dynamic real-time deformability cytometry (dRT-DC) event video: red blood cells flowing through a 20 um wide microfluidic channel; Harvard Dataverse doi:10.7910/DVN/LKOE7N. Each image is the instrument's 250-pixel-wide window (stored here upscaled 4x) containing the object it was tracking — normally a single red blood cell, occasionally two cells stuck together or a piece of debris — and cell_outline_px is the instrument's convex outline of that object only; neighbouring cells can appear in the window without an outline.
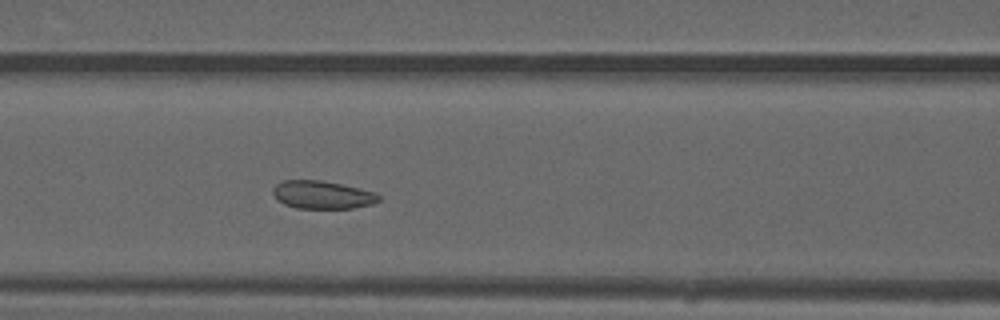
{"species": "common noctule bat (a hibernating species)", "species_latin": "Nyctalus noctula", "temperature_condition": "warm", "stored_images_in_passage": 37, "camera_frame_rate_fps": 3000, "um_per_image_px": 0.085, "animal": {"sex": "male", "forearm_length_mm": 52.5}, "frame": {"image": 1, "passage_image": 9, "time_ms": 2.667, "image_size_px": [1000, 320], "cell_outline_px": [[380, 200], [372, 204], [352, 208], [296, 208], [284, 204], [276, 200], [272, 192], [272, 188], [276, 184], [284, 180], [320, 180], [360, 188], [376, 192], [380, 196]], "centroid_in_image_um": [27.38, 16.56], "position_along_channel_um": 139.2, "area_um2": 17.34}}
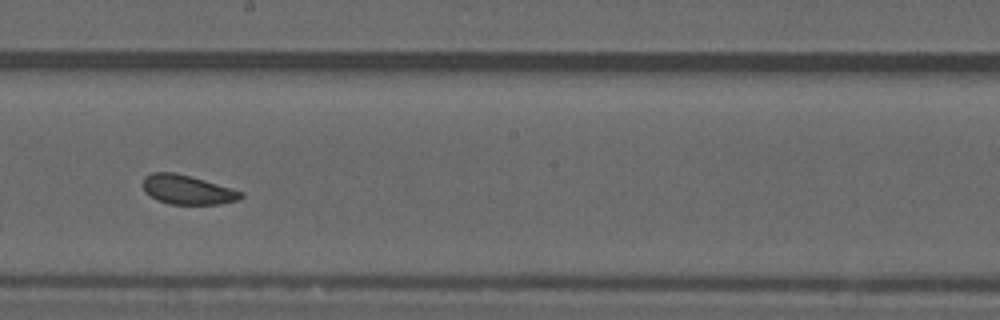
{"frame": {"image": 2, "passage_image": 16, "time_ms": 5.0, "image_size_px": [1000, 320], "cell_outline_px": [[244, 196], [236, 200], [216, 204], [168, 204], [156, 200], [144, 192], [144, 176], [152, 172], [176, 172], [232, 188], [244, 192]], "centroid_in_image_um": [15.9, 16.12], "position_along_channel_um": 232.3, "area_um2": 16.7}}
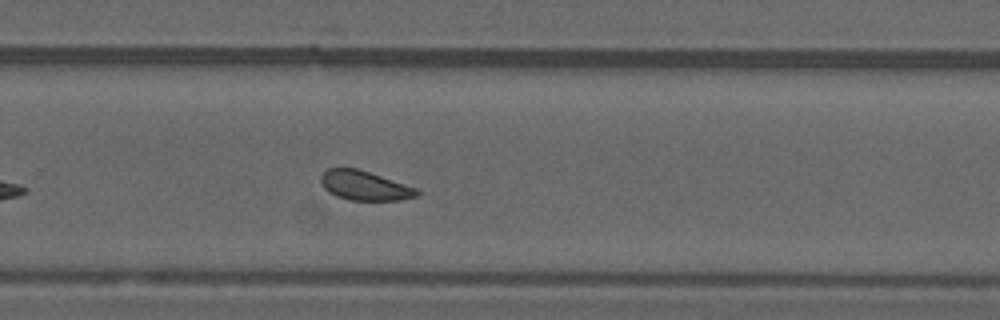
{"frame": {"image": 3, "passage_image": 21, "time_ms": 6.667, "image_size_px": [1000, 320], "cell_outline_px": [[420, 192], [416, 196], [400, 200], [352, 200], [336, 196], [328, 192], [324, 188], [320, 180], [320, 176], [328, 168], [356, 168], [416, 188]], "centroid_in_image_um": [30.95, 15.78], "position_along_channel_um": 298.8, "area_um2": 16.18}, "authors_computed_cell_mechanics": {"area_um2": 17.2244, "velocity_mm_per_s": 4.0066, "shape_relaxation_time_tau1_ms": null, "shape_relaxation_time_tau2_ms": 1.3311, "deformation_change_tau1": null, "deformation_change_tau2": 0.0695}}